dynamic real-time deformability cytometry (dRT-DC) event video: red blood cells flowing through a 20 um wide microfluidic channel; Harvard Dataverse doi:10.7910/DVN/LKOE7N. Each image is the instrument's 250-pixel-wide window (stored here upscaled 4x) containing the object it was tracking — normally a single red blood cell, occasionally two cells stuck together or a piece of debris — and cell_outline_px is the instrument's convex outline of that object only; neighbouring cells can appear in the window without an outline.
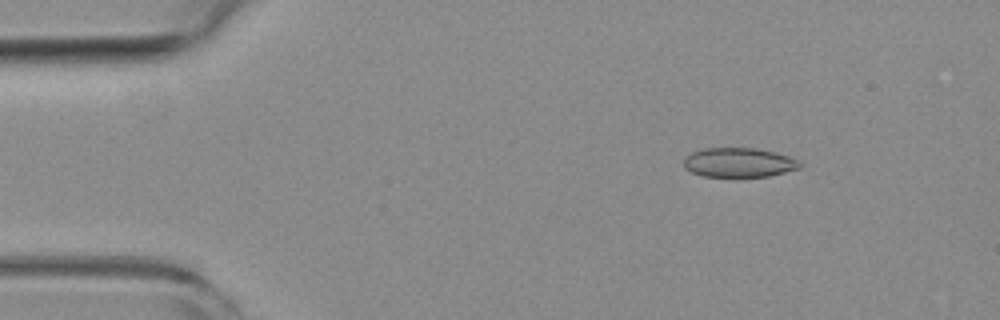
{"species": "common noctule bat (a hibernating species)", "species_latin": "Nyctalus noctula", "temperature_condition": "room temperature", "stored_images_in_passage": 51, "camera_frame_rate_fps": 3000, "um_per_image_px": 0.085, "animal": {"sex": "female", "body_mass_g": 19.3, "forearm_length_mm": 54.1}, "frame": {"image": 1, "passage_image": 4, "time_ms": 1.0, "image_size_px": [1000, 320], "cell_outline_px": [[804, 164], [800, 168], [768, 176], [704, 176], [692, 172], [684, 168], [684, 160], [692, 152], [704, 148], [756, 148], [776, 152], [788, 156]], "centroid_in_image_um": [62.82, 13.8], "position_along_channel_um": 22.2, "area_um2": 19.71}}
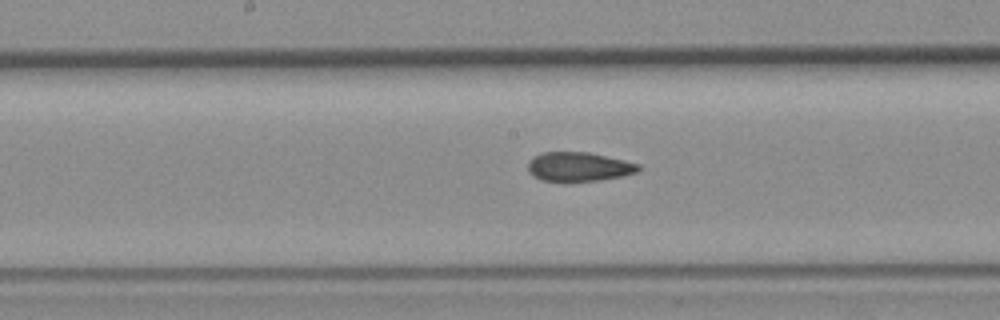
{"frame": {"image": 2, "passage_image": 24, "time_ms": 7.667, "image_size_px": [1000, 320], "cell_outline_px": [[640, 168], [636, 172], [620, 176], [600, 180], [568, 184], [540, 180], [532, 176], [528, 172], [528, 160], [532, 156], [544, 152], [588, 152], [624, 160], [640, 164]], "centroid_in_image_um": [49.11, 14.21], "position_along_channel_um": 199.1, "area_um2": 19.42}}
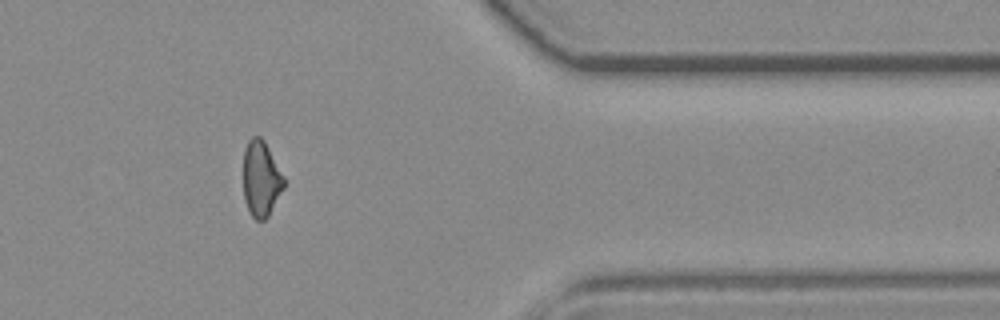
{"frame": {"image": 3, "passage_image": 41, "time_ms": 13.333, "image_size_px": [1000, 320], "cell_outline_px": [[284, 188], [268, 216], [264, 220], [256, 220], [248, 212], [244, 200], [244, 148], [248, 140], [252, 136], [260, 136], [264, 140], [284, 176]], "centroid_in_image_um": [22.18, 15.2], "position_along_channel_um": 389.2, "area_um2": 17.98}, "authors_computed_cell_mechanics": {"area_um2": 19.4208, "velocity_mm_per_s": 3.7642, "shape_relaxation_time_tau1_ms": null, "shape_relaxation_time_tau2_ms": 3.0534, "deformation_change_tau1": null, "deformation_change_tau2": 0.0765}}